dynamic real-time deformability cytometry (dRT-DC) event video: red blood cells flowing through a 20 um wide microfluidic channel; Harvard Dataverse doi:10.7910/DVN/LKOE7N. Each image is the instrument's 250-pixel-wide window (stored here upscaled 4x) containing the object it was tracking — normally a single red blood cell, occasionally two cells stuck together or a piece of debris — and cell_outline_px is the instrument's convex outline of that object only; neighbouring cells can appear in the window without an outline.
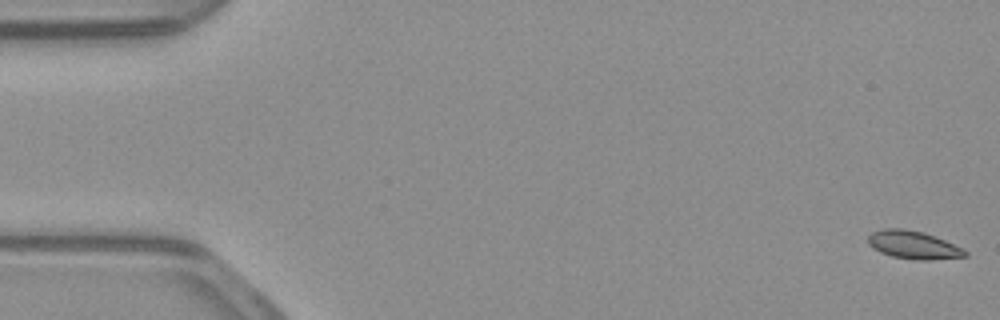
{"species": "common noctule bat (a hibernating species)", "species_latin": "Nyctalus noctula", "temperature_condition": "warm", "stored_images_in_passage": 53, "camera_frame_rate_fps": 3000, "um_per_image_px": 0.085, "animal": {"sex": "male", "body_mass_g": 23.1, "forearm_length_mm": 52.7}, "frame": {"image": 1, "passage_image": 1, "time_ms": 0.0, "image_size_px": [1000, 320], "cell_outline_px": [[968, 256], [928, 260], [916, 260], [892, 256], [880, 252], [872, 248], [868, 244], [868, 236], [872, 232], [884, 228], [904, 228], [924, 232], [964, 248], [968, 252]], "centroid_in_image_um": [77.63, 20.81], "position_along_channel_um": 7.4, "area_um2": 15.95}}
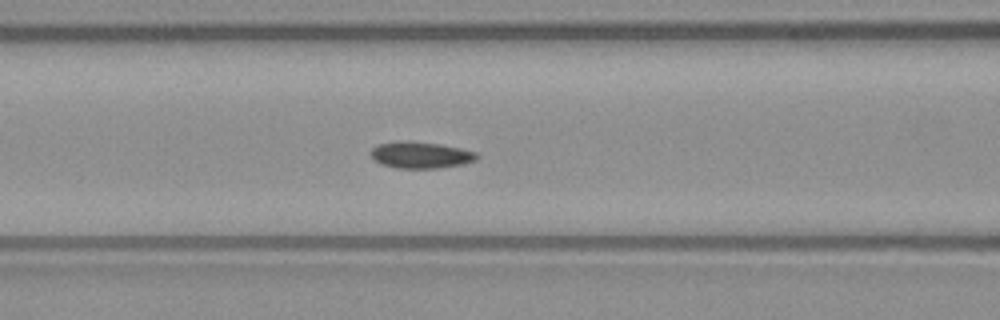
{"frame": {"image": 2, "passage_image": 22, "time_ms": 7.0, "image_size_px": [1000, 320], "cell_outline_px": [[480, 156], [476, 160], [464, 164], [436, 168], [396, 168], [372, 160], [372, 148], [376, 144], [400, 140], [412, 140], [440, 144], [460, 148], [476, 152]], "centroid_in_image_um": [35.76, 13.16], "position_along_channel_um": 130.8, "area_um2": 16.59}}
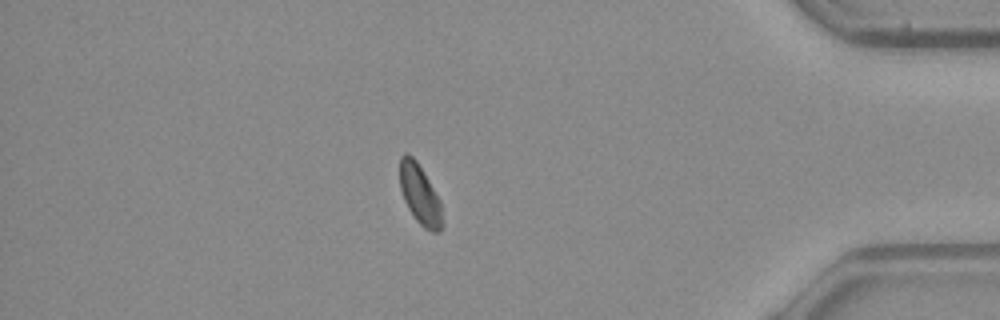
{"frame": {"image": 3, "passage_image": 46, "time_ms": 15.0, "image_size_px": [1000, 320], "cell_outline_px": [[444, 224], [436, 232], [432, 232], [424, 228], [416, 220], [408, 208], [404, 200], [400, 188], [400, 156], [404, 152], [408, 152], [416, 160], [440, 200]], "centroid_in_image_um": [35.68, 16.53], "position_along_channel_um": 399.5, "area_um2": 14.8}}